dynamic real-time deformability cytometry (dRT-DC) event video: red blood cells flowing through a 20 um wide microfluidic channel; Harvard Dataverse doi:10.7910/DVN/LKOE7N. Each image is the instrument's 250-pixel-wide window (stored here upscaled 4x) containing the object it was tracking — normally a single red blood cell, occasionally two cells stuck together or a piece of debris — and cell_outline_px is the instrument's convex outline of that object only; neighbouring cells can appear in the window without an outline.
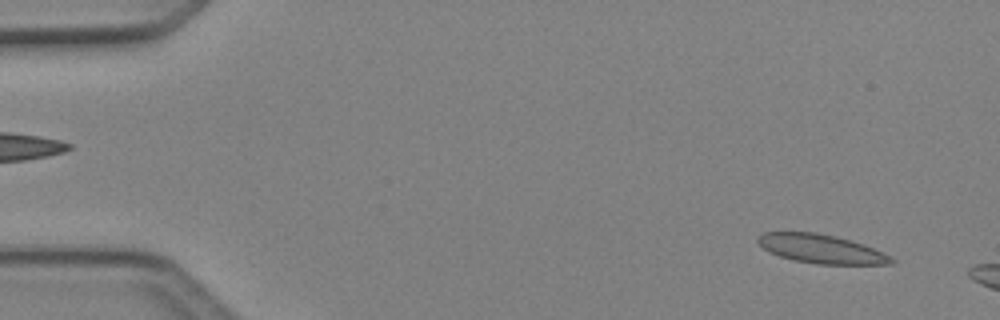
{"species": "Egyptian fruit bat (a non-hibernating species)", "species_latin": "Rousettus aegyptiacus", "temperature_condition": "cold", "stored_images_in_passage": 14, "camera_frame_rate_fps": 3000, "um_per_image_px": 0.085, "animal": {"sex": "female"}, "frame": {"image": 1, "passage_image": 3, "time_ms": 0.667, "image_size_px": [1000, 320], "cell_outline_px": [[896, 264], [816, 264], [792, 260], [768, 252], [756, 240], [756, 236], [764, 232], [816, 232], [836, 236], [864, 244], [892, 256], [896, 260]], "centroid_in_image_um": [69.81, 21.15], "position_along_channel_um": 15.2, "area_um2": 22.66}}